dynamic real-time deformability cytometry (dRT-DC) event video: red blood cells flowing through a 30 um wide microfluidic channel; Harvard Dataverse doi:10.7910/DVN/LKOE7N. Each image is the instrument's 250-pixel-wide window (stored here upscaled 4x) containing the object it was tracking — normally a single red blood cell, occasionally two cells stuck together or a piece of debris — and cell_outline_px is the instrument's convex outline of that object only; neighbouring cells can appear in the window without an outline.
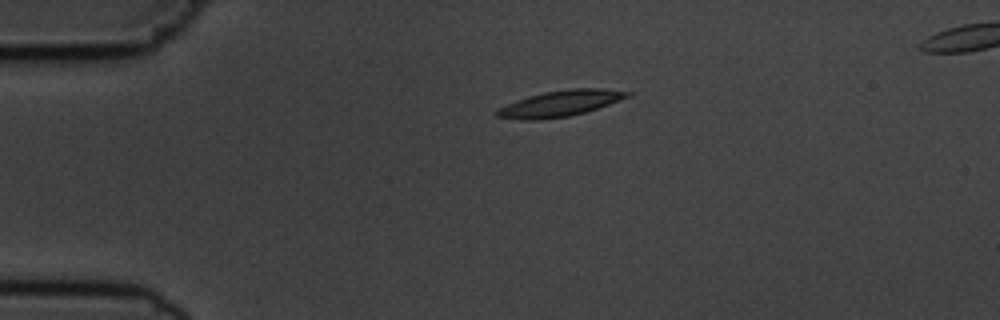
{"species": "common noctule bat (a hibernating species)", "species_latin": "Nyctalus noctula", "temperature_condition": "cold", "stored_images_in_passage": 3, "camera_frame_rate_fps": 3000, "um_per_image_px": 0.085, "animal": {"sex": "male", "body_mass_g": 19.5, "forearm_length_mm": 54.6}, "frame": {"image": 1, "passage_image": 1, "time_ms": 0.0, "image_size_px": [1000, 320], "cell_outline_px": [[632, 92], [628, 96], [620, 100], [584, 112], [568, 116], [540, 120], [524, 120], [496, 116], [496, 112], [500, 108], [516, 100], [528, 96], [544, 92], [572, 88], [604, 88]], "centroid_in_image_um": [47.62, 8.78], "position_along_channel_um": 37.4, "area_um2": 19.42}}